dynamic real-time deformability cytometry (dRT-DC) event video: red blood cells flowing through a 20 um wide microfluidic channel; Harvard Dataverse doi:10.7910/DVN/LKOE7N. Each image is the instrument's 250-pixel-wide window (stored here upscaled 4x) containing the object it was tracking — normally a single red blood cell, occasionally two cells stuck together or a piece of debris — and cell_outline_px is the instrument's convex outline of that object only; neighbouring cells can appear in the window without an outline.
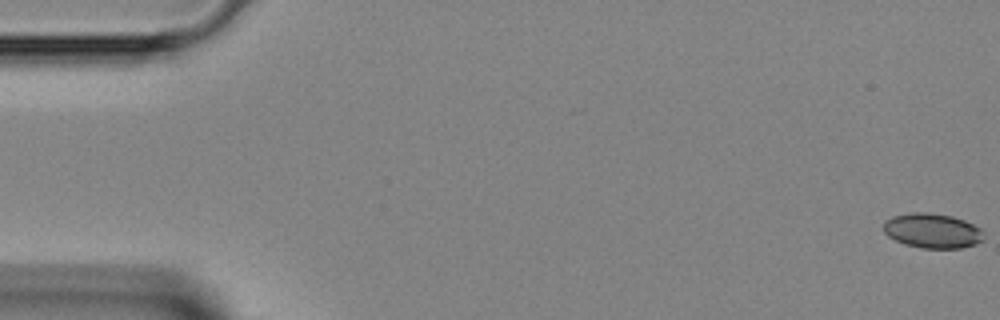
{"species": "Egyptian fruit bat (a non-hibernating species)", "species_latin": "Rousettus aegyptiacus", "temperature_condition": "room temperature", "stored_images_in_passage": 45, "camera_frame_rate_fps": 3000, "um_per_image_px": 0.085, "animal": {"sex": "female"}, "frame": {"image": 1, "passage_image": 1, "time_ms": 0.0, "image_size_px": [1000, 320], "cell_outline_px": [[984, 240], [976, 244], [960, 248], [920, 248], [904, 244], [888, 236], [884, 232], [884, 220], [892, 216], [912, 212], [928, 212], [952, 216], [964, 220], [980, 228]], "centroid_in_image_um": [79.23, 19.61], "position_along_channel_um": 5.8, "area_um2": 20.35}}
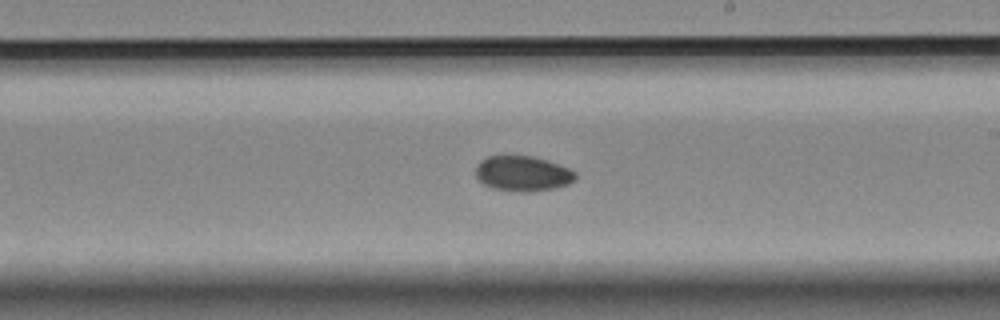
{"frame": {"image": 2, "passage_image": 26, "time_ms": 8.333, "image_size_px": [1000, 320], "cell_outline_px": [[576, 180], [568, 184], [556, 188], [532, 192], [520, 192], [492, 188], [484, 184], [476, 176], [476, 164], [480, 160], [488, 156], [532, 156], [568, 168], [576, 172]], "centroid_in_image_um": [44.42, 14.77], "position_along_channel_um": 244.6, "area_um2": 20.46}}
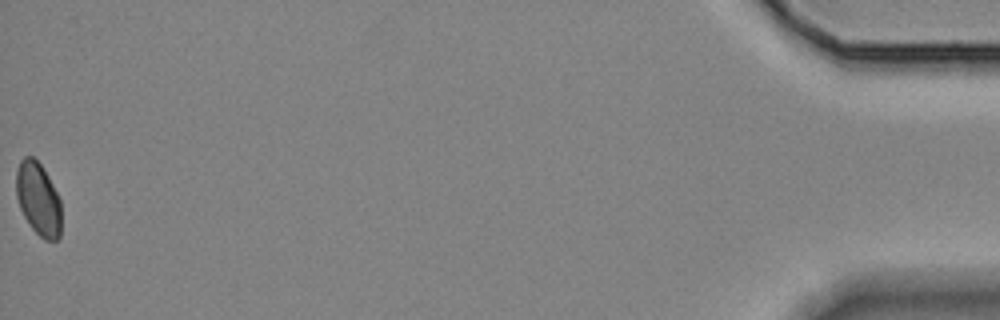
{"frame": {"image": 3, "passage_image": 45, "time_ms": 14.667, "image_size_px": [1000, 320], "cell_outline_px": [[60, 236], [56, 240], [44, 240], [32, 228], [24, 216], [20, 208], [16, 196], [16, 172], [20, 160], [24, 156], [32, 156], [44, 168], [60, 200]], "centroid_in_image_um": [3.24, 16.89], "position_along_channel_um": 432.0, "area_um2": 19.07}}